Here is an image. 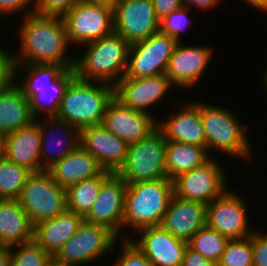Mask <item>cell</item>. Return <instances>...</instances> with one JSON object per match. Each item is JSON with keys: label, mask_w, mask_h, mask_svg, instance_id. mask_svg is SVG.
Returning <instances> with one entry per match:
<instances>
[{"label": "cell", "mask_w": 267, "mask_h": 266, "mask_svg": "<svg viewBox=\"0 0 267 266\" xmlns=\"http://www.w3.org/2000/svg\"><path fill=\"white\" fill-rule=\"evenodd\" d=\"M46 266H69V265H66L64 263H60L58 261H56L53 257L52 259L46 264Z\"/></svg>", "instance_id": "obj_48"}, {"label": "cell", "mask_w": 267, "mask_h": 266, "mask_svg": "<svg viewBox=\"0 0 267 266\" xmlns=\"http://www.w3.org/2000/svg\"><path fill=\"white\" fill-rule=\"evenodd\" d=\"M207 152V147L167 141L165 158L167 178L173 180L184 172L202 166L212 158L211 153Z\"/></svg>", "instance_id": "obj_29"}, {"label": "cell", "mask_w": 267, "mask_h": 266, "mask_svg": "<svg viewBox=\"0 0 267 266\" xmlns=\"http://www.w3.org/2000/svg\"><path fill=\"white\" fill-rule=\"evenodd\" d=\"M247 4H251L252 7L258 11L267 12V0H245Z\"/></svg>", "instance_id": "obj_45"}, {"label": "cell", "mask_w": 267, "mask_h": 266, "mask_svg": "<svg viewBox=\"0 0 267 266\" xmlns=\"http://www.w3.org/2000/svg\"><path fill=\"white\" fill-rule=\"evenodd\" d=\"M173 86L165 73L141 78L124 76L114 86V96L133 110L151 113L148 108Z\"/></svg>", "instance_id": "obj_21"}, {"label": "cell", "mask_w": 267, "mask_h": 266, "mask_svg": "<svg viewBox=\"0 0 267 266\" xmlns=\"http://www.w3.org/2000/svg\"><path fill=\"white\" fill-rule=\"evenodd\" d=\"M177 43L170 35L159 31L130 44L125 76L141 78L165 73Z\"/></svg>", "instance_id": "obj_12"}, {"label": "cell", "mask_w": 267, "mask_h": 266, "mask_svg": "<svg viewBox=\"0 0 267 266\" xmlns=\"http://www.w3.org/2000/svg\"><path fill=\"white\" fill-rule=\"evenodd\" d=\"M47 171L60 187L66 189L80 181L99 175L103 169L89 152L78 146Z\"/></svg>", "instance_id": "obj_26"}, {"label": "cell", "mask_w": 267, "mask_h": 266, "mask_svg": "<svg viewBox=\"0 0 267 266\" xmlns=\"http://www.w3.org/2000/svg\"><path fill=\"white\" fill-rule=\"evenodd\" d=\"M113 97L114 86L85 81L75 76L65 90L56 117L74 125L79 131L101 125L107 105Z\"/></svg>", "instance_id": "obj_4"}, {"label": "cell", "mask_w": 267, "mask_h": 266, "mask_svg": "<svg viewBox=\"0 0 267 266\" xmlns=\"http://www.w3.org/2000/svg\"><path fill=\"white\" fill-rule=\"evenodd\" d=\"M224 171V167L212 156L202 166L184 172L172 180L174 195L209 204L228 190Z\"/></svg>", "instance_id": "obj_11"}, {"label": "cell", "mask_w": 267, "mask_h": 266, "mask_svg": "<svg viewBox=\"0 0 267 266\" xmlns=\"http://www.w3.org/2000/svg\"><path fill=\"white\" fill-rule=\"evenodd\" d=\"M80 146L103 170L117 173L125 163L129 144L101 124L80 130Z\"/></svg>", "instance_id": "obj_17"}, {"label": "cell", "mask_w": 267, "mask_h": 266, "mask_svg": "<svg viewBox=\"0 0 267 266\" xmlns=\"http://www.w3.org/2000/svg\"><path fill=\"white\" fill-rule=\"evenodd\" d=\"M121 254L113 266H152L146 255L129 238L120 239Z\"/></svg>", "instance_id": "obj_36"}, {"label": "cell", "mask_w": 267, "mask_h": 266, "mask_svg": "<svg viewBox=\"0 0 267 266\" xmlns=\"http://www.w3.org/2000/svg\"><path fill=\"white\" fill-rule=\"evenodd\" d=\"M265 72H264V77H263V85H264V89H266V91H267V67L265 68Z\"/></svg>", "instance_id": "obj_49"}, {"label": "cell", "mask_w": 267, "mask_h": 266, "mask_svg": "<svg viewBox=\"0 0 267 266\" xmlns=\"http://www.w3.org/2000/svg\"><path fill=\"white\" fill-rule=\"evenodd\" d=\"M168 119L158 121L166 141H177L206 147V137L200 115V102H189Z\"/></svg>", "instance_id": "obj_23"}, {"label": "cell", "mask_w": 267, "mask_h": 266, "mask_svg": "<svg viewBox=\"0 0 267 266\" xmlns=\"http://www.w3.org/2000/svg\"><path fill=\"white\" fill-rule=\"evenodd\" d=\"M140 238L130 241L137 246L152 266H182L188 242L176 238L161 226L139 229Z\"/></svg>", "instance_id": "obj_18"}, {"label": "cell", "mask_w": 267, "mask_h": 266, "mask_svg": "<svg viewBox=\"0 0 267 266\" xmlns=\"http://www.w3.org/2000/svg\"><path fill=\"white\" fill-rule=\"evenodd\" d=\"M32 172L6 158L0 159V198L18 199Z\"/></svg>", "instance_id": "obj_31"}, {"label": "cell", "mask_w": 267, "mask_h": 266, "mask_svg": "<svg viewBox=\"0 0 267 266\" xmlns=\"http://www.w3.org/2000/svg\"><path fill=\"white\" fill-rule=\"evenodd\" d=\"M182 266H218L216 262L204 258L200 253L187 246Z\"/></svg>", "instance_id": "obj_42"}, {"label": "cell", "mask_w": 267, "mask_h": 266, "mask_svg": "<svg viewBox=\"0 0 267 266\" xmlns=\"http://www.w3.org/2000/svg\"><path fill=\"white\" fill-rule=\"evenodd\" d=\"M118 237L107 227L83 221L53 258L69 266L94 263L113 251Z\"/></svg>", "instance_id": "obj_9"}, {"label": "cell", "mask_w": 267, "mask_h": 266, "mask_svg": "<svg viewBox=\"0 0 267 266\" xmlns=\"http://www.w3.org/2000/svg\"><path fill=\"white\" fill-rule=\"evenodd\" d=\"M111 174L103 170L99 175L80 181L65 189L67 209L76 212L83 217L94 204L102 182Z\"/></svg>", "instance_id": "obj_30"}, {"label": "cell", "mask_w": 267, "mask_h": 266, "mask_svg": "<svg viewBox=\"0 0 267 266\" xmlns=\"http://www.w3.org/2000/svg\"><path fill=\"white\" fill-rule=\"evenodd\" d=\"M84 1L103 4L113 8L120 0H84Z\"/></svg>", "instance_id": "obj_47"}, {"label": "cell", "mask_w": 267, "mask_h": 266, "mask_svg": "<svg viewBox=\"0 0 267 266\" xmlns=\"http://www.w3.org/2000/svg\"><path fill=\"white\" fill-rule=\"evenodd\" d=\"M253 266H267V236L261 231L252 233Z\"/></svg>", "instance_id": "obj_38"}, {"label": "cell", "mask_w": 267, "mask_h": 266, "mask_svg": "<svg viewBox=\"0 0 267 266\" xmlns=\"http://www.w3.org/2000/svg\"><path fill=\"white\" fill-rule=\"evenodd\" d=\"M69 43L84 45L114 32L113 8L80 0L63 17Z\"/></svg>", "instance_id": "obj_10"}, {"label": "cell", "mask_w": 267, "mask_h": 266, "mask_svg": "<svg viewBox=\"0 0 267 266\" xmlns=\"http://www.w3.org/2000/svg\"><path fill=\"white\" fill-rule=\"evenodd\" d=\"M6 134L0 132V159L5 158Z\"/></svg>", "instance_id": "obj_46"}, {"label": "cell", "mask_w": 267, "mask_h": 266, "mask_svg": "<svg viewBox=\"0 0 267 266\" xmlns=\"http://www.w3.org/2000/svg\"><path fill=\"white\" fill-rule=\"evenodd\" d=\"M33 121L35 117L31 112L29 100L12 81L0 91V132L10 134Z\"/></svg>", "instance_id": "obj_28"}, {"label": "cell", "mask_w": 267, "mask_h": 266, "mask_svg": "<svg viewBox=\"0 0 267 266\" xmlns=\"http://www.w3.org/2000/svg\"><path fill=\"white\" fill-rule=\"evenodd\" d=\"M218 266H253L252 234L242 239H230L221 255Z\"/></svg>", "instance_id": "obj_34"}, {"label": "cell", "mask_w": 267, "mask_h": 266, "mask_svg": "<svg viewBox=\"0 0 267 266\" xmlns=\"http://www.w3.org/2000/svg\"><path fill=\"white\" fill-rule=\"evenodd\" d=\"M41 130L38 120L6 135L5 158L26 167L31 172L40 169Z\"/></svg>", "instance_id": "obj_24"}, {"label": "cell", "mask_w": 267, "mask_h": 266, "mask_svg": "<svg viewBox=\"0 0 267 266\" xmlns=\"http://www.w3.org/2000/svg\"><path fill=\"white\" fill-rule=\"evenodd\" d=\"M80 0H35L33 12L38 15L63 17Z\"/></svg>", "instance_id": "obj_37"}, {"label": "cell", "mask_w": 267, "mask_h": 266, "mask_svg": "<svg viewBox=\"0 0 267 266\" xmlns=\"http://www.w3.org/2000/svg\"><path fill=\"white\" fill-rule=\"evenodd\" d=\"M38 125L41 130L40 169L42 171H47L80 146V131L67 121L52 116L44 118L41 122L38 121ZM56 131L62 134L59 136Z\"/></svg>", "instance_id": "obj_20"}, {"label": "cell", "mask_w": 267, "mask_h": 266, "mask_svg": "<svg viewBox=\"0 0 267 266\" xmlns=\"http://www.w3.org/2000/svg\"><path fill=\"white\" fill-rule=\"evenodd\" d=\"M34 225L18 199L0 201V246L12 247L33 240Z\"/></svg>", "instance_id": "obj_27"}, {"label": "cell", "mask_w": 267, "mask_h": 266, "mask_svg": "<svg viewBox=\"0 0 267 266\" xmlns=\"http://www.w3.org/2000/svg\"><path fill=\"white\" fill-rule=\"evenodd\" d=\"M114 32L129 44L159 32L160 19L151 0H120L113 7Z\"/></svg>", "instance_id": "obj_13"}, {"label": "cell", "mask_w": 267, "mask_h": 266, "mask_svg": "<svg viewBox=\"0 0 267 266\" xmlns=\"http://www.w3.org/2000/svg\"><path fill=\"white\" fill-rule=\"evenodd\" d=\"M200 115L208 152L218 149L246 160L252 156L247 131L232 110L200 101Z\"/></svg>", "instance_id": "obj_6"}, {"label": "cell", "mask_w": 267, "mask_h": 266, "mask_svg": "<svg viewBox=\"0 0 267 266\" xmlns=\"http://www.w3.org/2000/svg\"><path fill=\"white\" fill-rule=\"evenodd\" d=\"M10 256V266H46L52 259L34 240L10 247Z\"/></svg>", "instance_id": "obj_33"}, {"label": "cell", "mask_w": 267, "mask_h": 266, "mask_svg": "<svg viewBox=\"0 0 267 266\" xmlns=\"http://www.w3.org/2000/svg\"><path fill=\"white\" fill-rule=\"evenodd\" d=\"M127 184L117 173H111L101 184L98 196L84 221L103 225L119 239L123 234L125 191ZM121 232V233H120ZM122 234V235H121Z\"/></svg>", "instance_id": "obj_15"}, {"label": "cell", "mask_w": 267, "mask_h": 266, "mask_svg": "<svg viewBox=\"0 0 267 266\" xmlns=\"http://www.w3.org/2000/svg\"><path fill=\"white\" fill-rule=\"evenodd\" d=\"M174 195L173 181L158 179L127 185L123 217L124 227L138 231L160 226Z\"/></svg>", "instance_id": "obj_5"}, {"label": "cell", "mask_w": 267, "mask_h": 266, "mask_svg": "<svg viewBox=\"0 0 267 266\" xmlns=\"http://www.w3.org/2000/svg\"><path fill=\"white\" fill-rule=\"evenodd\" d=\"M207 223V204L173 195L161 227L176 238L188 242Z\"/></svg>", "instance_id": "obj_22"}, {"label": "cell", "mask_w": 267, "mask_h": 266, "mask_svg": "<svg viewBox=\"0 0 267 266\" xmlns=\"http://www.w3.org/2000/svg\"><path fill=\"white\" fill-rule=\"evenodd\" d=\"M221 0H183L184 6L186 7H198L197 9L200 10H207L212 9L215 6H218L217 4H220Z\"/></svg>", "instance_id": "obj_43"}, {"label": "cell", "mask_w": 267, "mask_h": 266, "mask_svg": "<svg viewBox=\"0 0 267 266\" xmlns=\"http://www.w3.org/2000/svg\"><path fill=\"white\" fill-rule=\"evenodd\" d=\"M230 239L207 225L199 229L188 241V246L204 258L218 262Z\"/></svg>", "instance_id": "obj_32"}, {"label": "cell", "mask_w": 267, "mask_h": 266, "mask_svg": "<svg viewBox=\"0 0 267 266\" xmlns=\"http://www.w3.org/2000/svg\"><path fill=\"white\" fill-rule=\"evenodd\" d=\"M246 201L238 193L228 190L207 204L206 225L229 239L251 236L255 230L249 227Z\"/></svg>", "instance_id": "obj_14"}, {"label": "cell", "mask_w": 267, "mask_h": 266, "mask_svg": "<svg viewBox=\"0 0 267 266\" xmlns=\"http://www.w3.org/2000/svg\"><path fill=\"white\" fill-rule=\"evenodd\" d=\"M10 247L0 246V266H10Z\"/></svg>", "instance_id": "obj_44"}, {"label": "cell", "mask_w": 267, "mask_h": 266, "mask_svg": "<svg viewBox=\"0 0 267 266\" xmlns=\"http://www.w3.org/2000/svg\"><path fill=\"white\" fill-rule=\"evenodd\" d=\"M18 201L33 225L67 209L65 188L60 187L46 170L32 172Z\"/></svg>", "instance_id": "obj_8"}, {"label": "cell", "mask_w": 267, "mask_h": 266, "mask_svg": "<svg viewBox=\"0 0 267 266\" xmlns=\"http://www.w3.org/2000/svg\"><path fill=\"white\" fill-rule=\"evenodd\" d=\"M31 4L32 6L28 7ZM34 5H35V0H0V19L1 16L5 18L4 15L7 17V15L10 14L13 15L14 13L18 14L26 12L23 14L24 16L33 13Z\"/></svg>", "instance_id": "obj_39"}, {"label": "cell", "mask_w": 267, "mask_h": 266, "mask_svg": "<svg viewBox=\"0 0 267 266\" xmlns=\"http://www.w3.org/2000/svg\"><path fill=\"white\" fill-rule=\"evenodd\" d=\"M84 46L87 47L85 53L81 57L75 55L74 69L79 79L115 86L125 76L130 44L118 33Z\"/></svg>", "instance_id": "obj_3"}, {"label": "cell", "mask_w": 267, "mask_h": 266, "mask_svg": "<svg viewBox=\"0 0 267 266\" xmlns=\"http://www.w3.org/2000/svg\"><path fill=\"white\" fill-rule=\"evenodd\" d=\"M23 19L18 29L20 51L12 53L13 65L55 64L74 68L75 57L67 55L70 43L62 17L33 12Z\"/></svg>", "instance_id": "obj_1"}, {"label": "cell", "mask_w": 267, "mask_h": 266, "mask_svg": "<svg viewBox=\"0 0 267 266\" xmlns=\"http://www.w3.org/2000/svg\"><path fill=\"white\" fill-rule=\"evenodd\" d=\"M191 8L183 6L178 10L166 15L160 20L159 31L170 35L177 42H181V33L185 30V25H188L189 14Z\"/></svg>", "instance_id": "obj_35"}, {"label": "cell", "mask_w": 267, "mask_h": 266, "mask_svg": "<svg viewBox=\"0 0 267 266\" xmlns=\"http://www.w3.org/2000/svg\"><path fill=\"white\" fill-rule=\"evenodd\" d=\"M212 56L213 49L209 46L183 45L178 42L165 74L173 85L192 88L200 81Z\"/></svg>", "instance_id": "obj_19"}, {"label": "cell", "mask_w": 267, "mask_h": 266, "mask_svg": "<svg viewBox=\"0 0 267 266\" xmlns=\"http://www.w3.org/2000/svg\"><path fill=\"white\" fill-rule=\"evenodd\" d=\"M83 221L82 215L66 209L54 218L35 224L33 240L53 257Z\"/></svg>", "instance_id": "obj_25"}, {"label": "cell", "mask_w": 267, "mask_h": 266, "mask_svg": "<svg viewBox=\"0 0 267 266\" xmlns=\"http://www.w3.org/2000/svg\"><path fill=\"white\" fill-rule=\"evenodd\" d=\"M157 17L161 20L166 15L184 6L183 0H151Z\"/></svg>", "instance_id": "obj_41"}, {"label": "cell", "mask_w": 267, "mask_h": 266, "mask_svg": "<svg viewBox=\"0 0 267 266\" xmlns=\"http://www.w3.org/2000/svg\"><path fill=\"white\" fill-rule=\"evenodd\" d=\"M7 49L0 48V91L13 81V58Z\"/></svg>", "instance_id": "obj_40"}, {"label": "cell", "mask_w": 267, "mask_h": 266, "mask_svg": "<svg viewBox=\"0 0 267 266\" xmlns=\"http://www.w3.org/2000/svg\"><path fill=\"white\" fill-rule=\"evenodd\" d=\"M19 70L27 72V77L24 76L20 80L21 83L18 79L15 81ZM75 76L74 68H65L62 65H13V81L29 100L31 112L36 120L43 113H46L45 117L57 115L65 90Z\"/></svg>", "instance_id": "obj_2"}, {"label": "cell", "mask_w": 267, "mask_h": 266, "mask_svg": "<svg viewBox=\"0 0 267 266\" xmlns=\"http://www.w3.org/2000/svg\"><path fill=\"white\" fill-rule=\"evenodd\" d=\"M125 106L115 96L109 101L102 125L129 145L147 137L158 127L157 119Z\"/></svg>", "instance_id": "obj_16"}, {"label": "cell", "mask_w": 267, "mask_h": 266, "mask_svg": "<svg viewBox=\"0 0 267 266\" xmlns=\"http://www.w3.org/2000/svg\"><path fill=\"white\" fill-rule=\"evenodd\" d=\"M166 143L163 132L157 127L147 137L130 144L125 163L117 174L127 185L168 179Z\"/></svg>", "instance_id": "obj_7"}]
</instances>
